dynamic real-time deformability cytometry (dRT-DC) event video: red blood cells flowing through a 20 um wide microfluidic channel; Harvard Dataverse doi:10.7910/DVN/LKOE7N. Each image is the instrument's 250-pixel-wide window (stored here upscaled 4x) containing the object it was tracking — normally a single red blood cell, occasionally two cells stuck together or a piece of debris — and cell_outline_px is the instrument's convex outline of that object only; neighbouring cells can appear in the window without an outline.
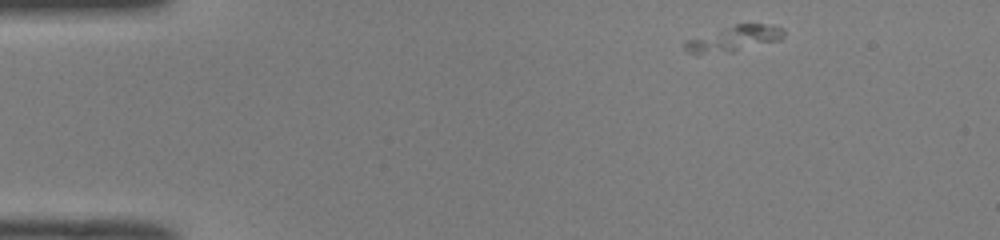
{"species": "common noctule bat (a hibernating species)", "species_latin": "Nyctalus noctula", "temperature_condition": "room temperature", "stored_images_in_passage": 17, "camera_frame_rate_fps": 3000, "um_per_image_px": 0.085, "animal": {"sex": "male", "body_mass_g": 19.0, "forearm_length_mm": 50.8}, "frame": {"image": 1, "passage_image": 1, "time_ms": 0.0, "image_size_px": [1000, 240], "cell_outline_px": [[784, 36], [780, 40], [732, 52], [696, 56], [688, 52], [684, 48], [684, 40], [736, 24], [764, 24], [784, 28]], "centroid_in_image_um": [62.32, 3.32], "position_along_channel_um": 22.7, "area_um2": 15.03}}